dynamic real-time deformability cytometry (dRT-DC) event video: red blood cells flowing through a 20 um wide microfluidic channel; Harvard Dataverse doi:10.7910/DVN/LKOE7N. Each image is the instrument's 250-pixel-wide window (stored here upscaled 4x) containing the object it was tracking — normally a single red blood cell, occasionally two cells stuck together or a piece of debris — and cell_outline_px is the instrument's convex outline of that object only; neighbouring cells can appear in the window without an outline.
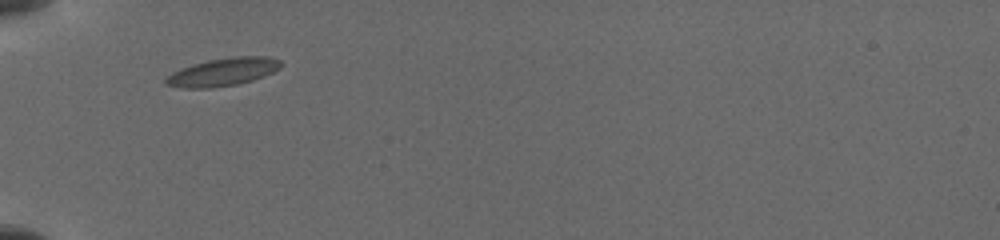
{"species": "common noctule bat (a hibernating species)", "species_latin": "Nyctalus noctula", "temperature_condition": "cold", "stored_images_in_passage": 10, "camera_frame_rate_fps": 3000, "um_per_image_px": 0.085, "animal": {"sex": "female", "body_mass_g": 19.5, "forearm_length_mm": 54.1}, "frame": {"image": 1, "passage_image": 1, "time_ms": 0.0, "image_size_px": [1000, 240], "cell_outline_px": [[284, 64], [280, 68], [264, 76], [252, 80], [236, 84], [208, 88], [184, 88], [164, 84], [164, 80], [172, 72], [180, 68], [192, 64], [208, 60], [236, 56], [268, 56], [280, 60]], "centroid_in_image_um": [18.95, 6.11], "position_along_channel_um": 66.0, "area_um2": 18.73}}
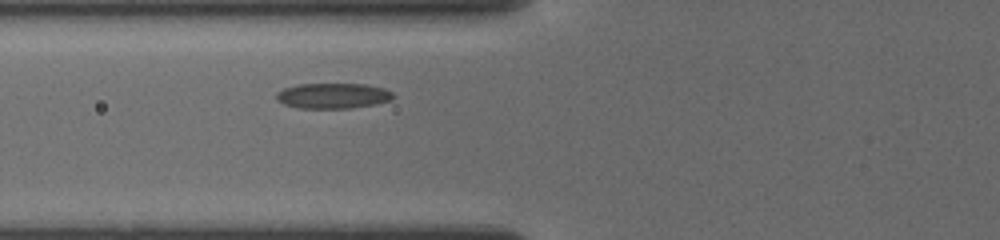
{"frame": {"image": 2, "passage_image": 5, "time_ms": 1.0, "image_size_px": [1000, 240], "cell_outline_px": [[396, 96], [392, 100], [376, 104], [352, 108], [296, 108], [284, 104], [276, 100], [276, 92], [284, 88], [296, 84], [364, 84], [384, 88], [392, 92]], "centroid_in_image_um": [28.3, 8.14], "position_along_channel_um": 97.5, "area_um2": 17.51}}
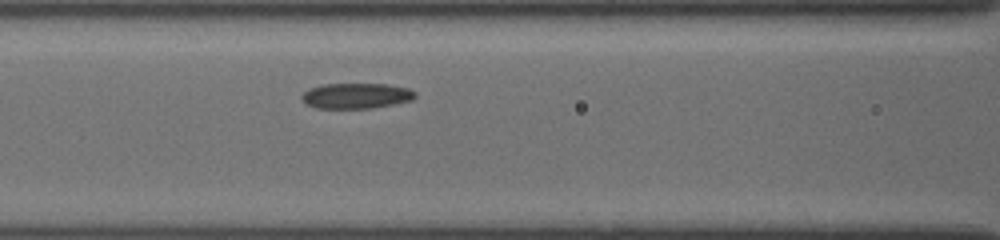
{"frame": {"image": 3, "passage_image": 10, "time_ms": 2.0, "image_size_px": [1000, 240], "cell_outline_px": [[416, 96], [412, 100], [372, 108], [316, 108], [304, 104], [300, 96], [308, 88], [320, 84], [388, 84], [408, 88], [416, 92]], "centroid_in_image_um": [30.23, 8.14], "position_along_channel_um": 136.4, "area_um2": 16.99}}